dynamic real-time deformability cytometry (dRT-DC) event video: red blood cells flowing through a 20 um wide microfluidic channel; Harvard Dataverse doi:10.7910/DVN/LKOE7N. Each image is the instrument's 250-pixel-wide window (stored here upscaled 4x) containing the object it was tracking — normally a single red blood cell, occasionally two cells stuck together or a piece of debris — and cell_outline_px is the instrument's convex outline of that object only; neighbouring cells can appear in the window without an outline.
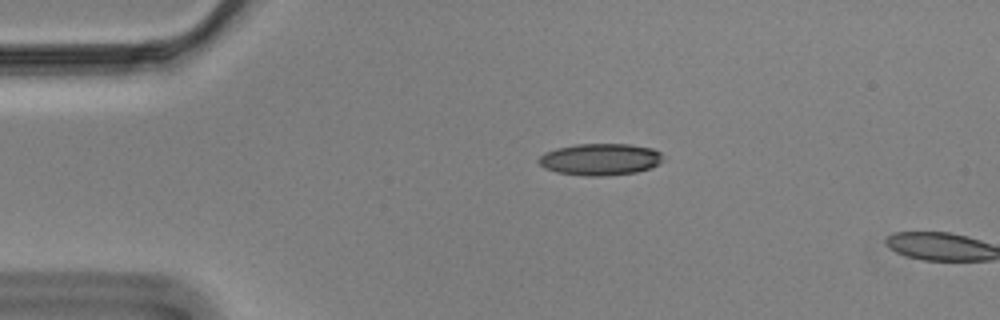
{"species": "Egyptian fruit bat (a non-hibernating species)", "species_latin": "Rousettus aegyptiacus", "temperature_condition": "cold", "stored_images_in_passage": 3, "camera_frame_rate_fps": 3000, "um_per_image_px": 0.085, "animal": {"sex": "male"}, "frame": {"image": 1, "passage_image": 1, "time_ms": 0.0, "image_size_px": [1000, 320], "cell_outline_px": [[664, 160], [660, 164], [636, 172], [604, 176], [584, 176], [556, 172], [544, 168], [536, 160], [544, 152], [556, 148], [576, 144], [632, 144], [652, 148], [660, 152], [664, 156]], "centroid_in_image_um": [51.02, 13.54], "position_along_channel_um": 34.0, "area_um2": 23.29}}